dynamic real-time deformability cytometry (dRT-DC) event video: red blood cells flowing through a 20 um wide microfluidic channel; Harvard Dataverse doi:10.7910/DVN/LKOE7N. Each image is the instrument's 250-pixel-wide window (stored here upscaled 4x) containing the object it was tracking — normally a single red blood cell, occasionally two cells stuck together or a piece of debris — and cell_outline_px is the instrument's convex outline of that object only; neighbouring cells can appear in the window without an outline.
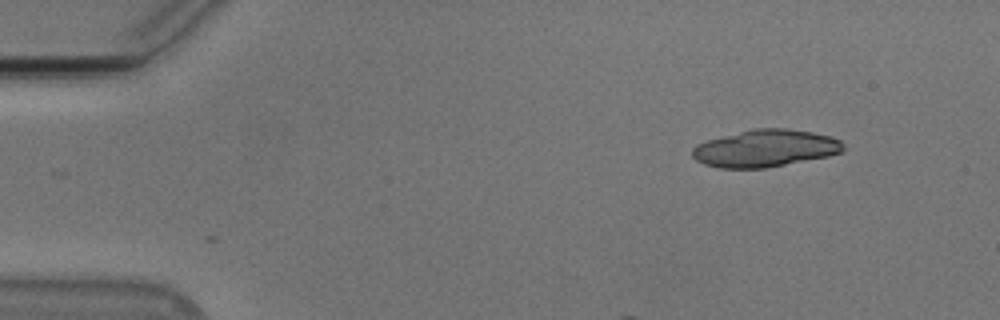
{"species": "Egyptian fruit bat (a non-hibernating species)", "species_latin": "Rousettus aegyptiacus", "temperature_condition": "cold", "stored_images_in_passage": 9, "camera_frame_rate_fps": 3000, "um_per_image_px": 0.085, "animal": {"sex": "male"}, "frame": {"image": 1, "passage_image": 1, "time_ms": 0.0, "image_size_px": [1000, 320], "cell_outline_px": [[844, 152], [828, 156], [764, 168], [720, 168], [704, 164], [696, 160], [692, 156], [692, 148], [696, 144], [708, 140], [752, 128], [788, 128], [812, 132], [828, 136], [840, 140], [844, 144]], "centroid_in_image_um": [65.04, 12.6], "position_along_channel_um": 20.0, "area_um2": 32.71}}